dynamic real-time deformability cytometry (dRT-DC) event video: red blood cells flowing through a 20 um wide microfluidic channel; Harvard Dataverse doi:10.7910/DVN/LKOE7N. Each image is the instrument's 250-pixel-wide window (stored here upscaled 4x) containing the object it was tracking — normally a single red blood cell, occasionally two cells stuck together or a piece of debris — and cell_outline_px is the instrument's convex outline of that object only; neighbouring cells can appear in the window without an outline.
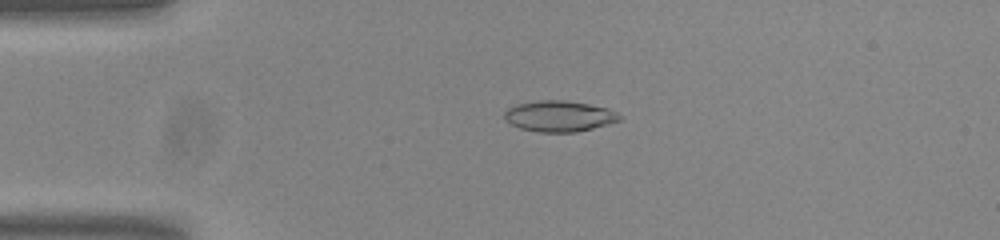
{"species": "common noctule bat (a hibernating species)", "species_latin": "Nyctalus noctula", "temperature_condition": "room temperature", "stored_images_in_passage": 45, "camera_frame_rate_fps": 3000, "um_per_image_px": 0.085, "animal": {"sex": "male", "body_mass_g": 20.0, "forearm_length_mm": 53.3}, "frame": {"image": 1, "passage_image": 3, "time_ms": 0.667, "image_size_px": [1000, 240], "cell_outline_px": [[624, 116], [620, 120], [608, 124], [576, 132], [540, 132], [520, 128], [504, 120], [504, 112], [508, 108], [516, 104], [536, 100], [564, 100], [588, 104], [608, 108]], "centroid_in_image_um": [47.53, 9.87], "position_along_channel_um": 37.5, "area_um2": 20.81}}
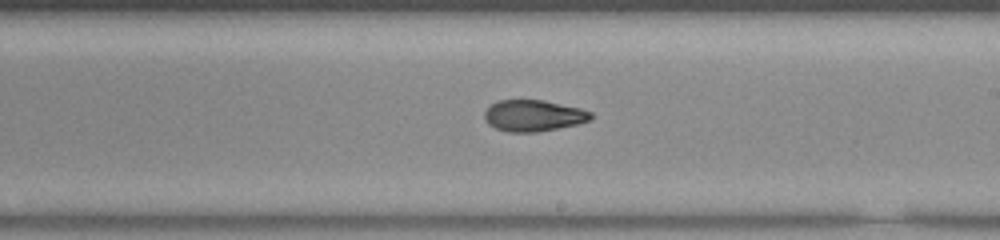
{"frame": {"image": 2, "passage_image": 22, "time_ms": 7.0, "image_size_px": [1000, 240], "cell_outline_px": [[592, 116], [588, 120], [576, 124], [536, 132], [508, 132], [496, 128], [488, 124], [484, 120], [484, 112], [492, 104], [500, 100], [544, 100], [580, 108], [592, 112]], "centroid_in_image_um": [45.31, 9.82], "position_along_channel_um": 243.7, "area_um2": 19.25}}
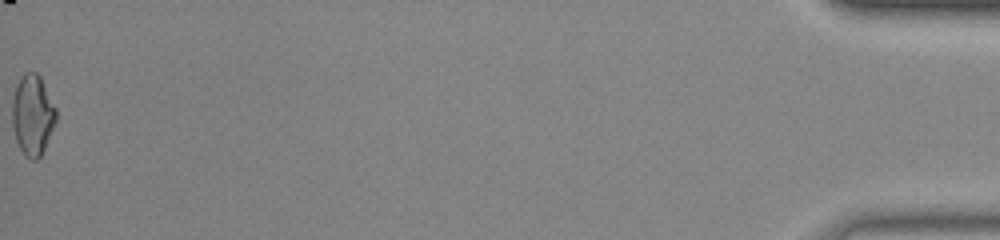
{"frame": {"image": 3, "passage_image": 45, "time_ms": 14.667, "image_size_px": [1000, 240], "cell_outline_px": [[56, 120], [44, 148], [40, 156], [36, 160], [32, 160], [24, 156], [16, 140], [12, 124], [12, 100], [16, 84], [20, 76], [24, 72], [36, 72], [40, 76], [56, 108]], "centroid_in_image_um": [2.75, 9.75], "position_along_channel_um": 432.5, "area_um2": 20.58}, "authors_computed_cell_mechanics": {"area_um2": 20.23, "velocity_mm_per_s": 3.8005, "shape_relaxation_time_tau1_ms": 10.0611, "shape_relaxation_time_tau2_ms": 2.6117, "deformation_change_tau1": 0.2446, "deformation_change_tau2": 0.0735}}